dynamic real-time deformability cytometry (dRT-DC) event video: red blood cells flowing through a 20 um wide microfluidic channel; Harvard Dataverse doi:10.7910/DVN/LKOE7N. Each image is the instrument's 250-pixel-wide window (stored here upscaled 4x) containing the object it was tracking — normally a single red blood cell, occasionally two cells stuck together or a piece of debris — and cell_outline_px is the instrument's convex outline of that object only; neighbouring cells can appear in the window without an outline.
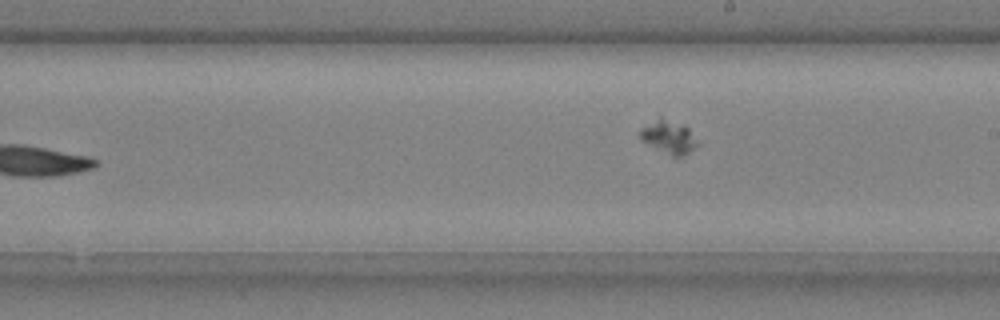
{"species": "common noctule bat (a hibernating species)", "species_latin": "Nyctalus noctula", "temperature_condition": "cold", "stored_images_in_passage": 8, "camera_frame_rate_fps": 3000, "um_per_image_px": 0.085, "animal": {"sex": "male", "body_mass_g": 20.4}, "frame": {"image": 1, "passage_image": 8, "time_ms": 2.333, "image_size_px": [1000, 320], "cell_outline_px": [[696, 144], [688, 152], [680, 156], [672, 156], [640, 140], [640, 128], [660, 116], [684, 124], [688, 128]], "centroid_in_image_um": [56.76, 11.6], "position_along_channel_um": 232.2, "area_um2": 10.75}}